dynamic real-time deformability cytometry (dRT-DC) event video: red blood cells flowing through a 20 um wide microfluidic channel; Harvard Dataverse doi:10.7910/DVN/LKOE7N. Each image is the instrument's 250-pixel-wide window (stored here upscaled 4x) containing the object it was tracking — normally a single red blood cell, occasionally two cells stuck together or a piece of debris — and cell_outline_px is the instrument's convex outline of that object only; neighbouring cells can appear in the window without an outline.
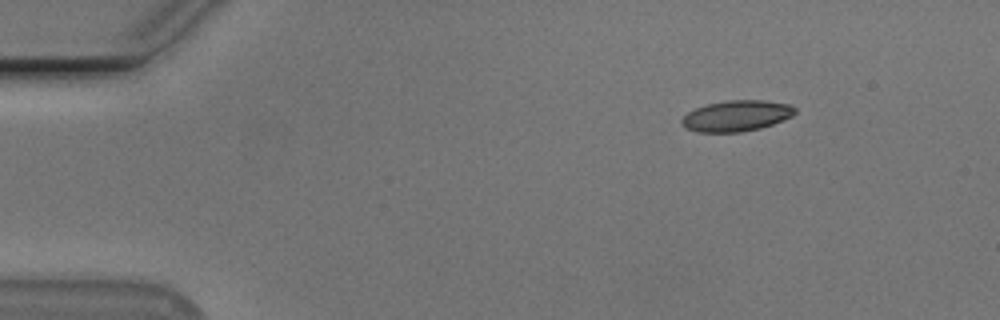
{"species": "Egyptian fruit bat (a non-hibernating species)", "species_latin": "Rousettus aegyptiacus", "temperature_condition": "cold", "stored_images_in_passage": 48, "camera_frame_rate_fps": 3000, "um_per_image_px": 0.085, "animal": {"sex": "male"}, "frame": {"image": 1, "passage_image": 1, "time_ms": 0.0, "image_size_px": [1000, 320], "cell_outline_px": [[796, 112], [792, 116], [772, 124], [760, 128], [740, 132], [696, 132], [688, 128], [680, 120], [688, 112], [696, 108], [708, 104], [724, 100], [764, 100], [792, 104], [796, 108]], "centroid_in_image_um": [62.64, 9.83], "position_along_channel_um": 22.4, "area_um2": 20.35}}
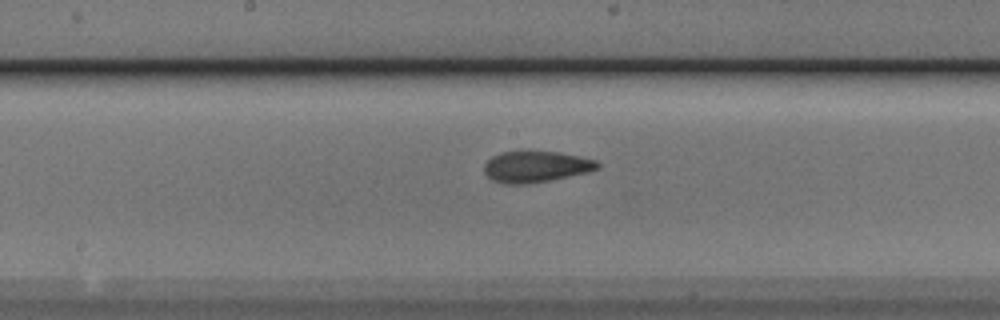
{"frame": {"image": 2, "passage_image": 22, "time_ms": 7.0, "image_size_px": [1000, 320], "cell_outline_px": [[600, 168], [588, 172], [528, 184], [504, 184], [492, 180], [484, 172], [484, 164], [492, 156], [500, 152], [560, 152], [596, 160], [600, 164]], "centroid_in_image_um": [45.54, 14.17], "position_along_channel_um": 202.7, "area_um2": 20.46}}
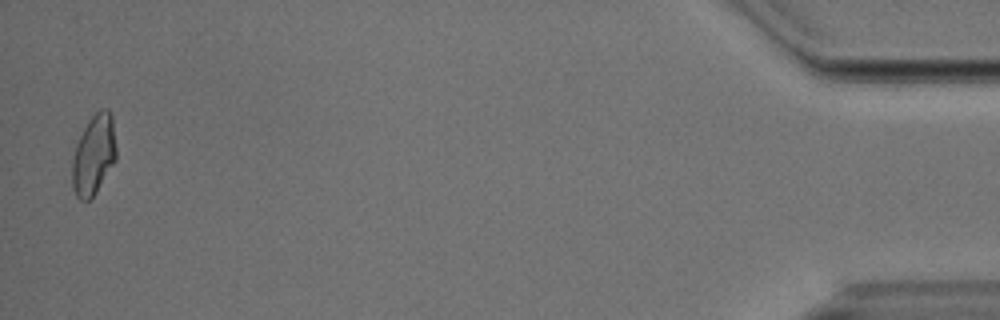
{"frame": {"image": 3, "passage_image": 47, "time_ms": 15.333, "image_size_px": [1000, 320], "cell_outline_px": [[116, 160], [96, 192], [88, 200], [80, 200], [76, 196], [72, 188], [72, 160], [76, 144], [88, 120], [100, 108], [108, 108], [112, 116], [116, 148]], "centroid_in_image_um": [7.97, 13.15], "position_along_channel_um": 427.2, "area_um2": 20.58}, "authors_computed_cell_mechanics": {"area_um2": 20.3456, "velocity_mm_per_s": 3.7896, "shape_relaxation_time_tau1_ms": null, "shape_relaxation_time_tau2_ms": 2.3591, "deformation_change_tau1": null, "deformation_change_tau2": 0.0724}}